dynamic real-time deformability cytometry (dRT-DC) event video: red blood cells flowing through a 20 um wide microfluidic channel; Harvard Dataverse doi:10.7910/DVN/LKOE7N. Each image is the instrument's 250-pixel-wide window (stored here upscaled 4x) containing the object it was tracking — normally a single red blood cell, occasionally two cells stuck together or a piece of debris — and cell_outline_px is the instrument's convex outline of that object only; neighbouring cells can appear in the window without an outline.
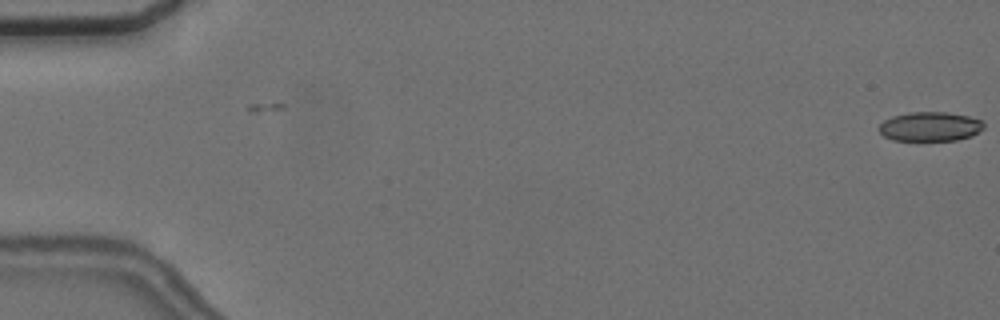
{"species": "common noctule bat (a hibernating species)", "species_latin": "Nyctalus noctula", "temperature_condition": "cold", "stored_images_in_passage": 7, "camera_frame_rate_fps": 3000, "um_per_image_px": 0.085, "animal": {"sex": "female", "body_mass_g": 24.6, "forearm_length_mm": 56.2}, "frame": {"image": 1, "passage_image": 1, "time_ms": 0.0, "image_size_px": [1000, 320], "cell_outline_px": [[984, 128], [980, 132], [972, 136], [956, 140], [892, 140], [884, 136], [876, 128], [884, 120], [892, 116], [908, 112], [948, 112], [968, 116], [984, 120]], "centroid_in_image_um": [79.07, 10.75], "position_along_channel_um": 5.9, "area_um2": 18.15}}
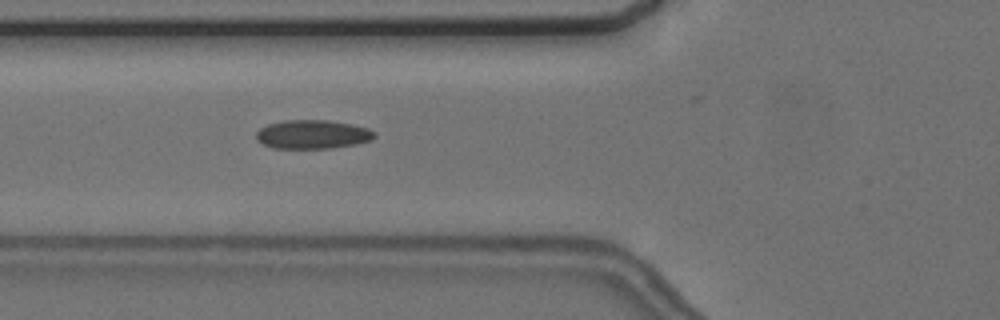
{"frame": {"image": 2, "passage_image": 7, "time_ms": 7.0, "image_size_px": [1000, 320], "cell_outline_px": [[376, 136], [372, 140], [356, 144], [332, 148], [272, 148], [256, 140], [256, 132], [260, 128], [268, 124], [284, 120], [328, 120], [352, 124], [368, 128], [376, 132]], "centroid_in_image_um": [26.58, 11.42], "position_along_channel_um": 99.2, "area_um2": 20.0}}